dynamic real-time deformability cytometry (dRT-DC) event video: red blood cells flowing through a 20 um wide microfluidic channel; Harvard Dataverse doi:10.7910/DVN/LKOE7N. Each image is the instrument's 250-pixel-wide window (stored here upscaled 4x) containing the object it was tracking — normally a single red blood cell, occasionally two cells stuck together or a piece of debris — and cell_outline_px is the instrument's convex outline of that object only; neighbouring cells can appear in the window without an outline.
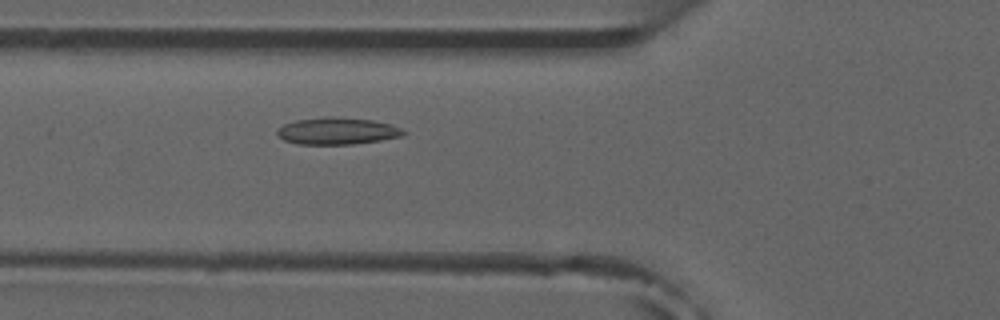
{"species": "common noctule bat (a hibernating species)", "species_latin": "Nyctalus noctula", "temperature_condition": "room temperature", "stored_images_in_passage": 6, "camera_frame_rate_fps": 3000, "um_per_image_px": 0.085, "animal": {"sex": "male", "forearm_length_mm": 52.5}, "frame": {"image": 1, "passage_image": 6, "time_ms": 5.667, "image_size_px": [1000, 320], "cell_outline_px": [[408, 132], [404, 136], [380, 140], [352, 144], [296, 144], [284, 140], [276, 132], [276, 128], [284, 124], [296, 120], [324, 116], [332, 116], [372, 120], [392, 124]], "centroid_in_image_um": [28.67, 11.13], "position_along_channel_um": 97.1, "area_um2": 20.0}}